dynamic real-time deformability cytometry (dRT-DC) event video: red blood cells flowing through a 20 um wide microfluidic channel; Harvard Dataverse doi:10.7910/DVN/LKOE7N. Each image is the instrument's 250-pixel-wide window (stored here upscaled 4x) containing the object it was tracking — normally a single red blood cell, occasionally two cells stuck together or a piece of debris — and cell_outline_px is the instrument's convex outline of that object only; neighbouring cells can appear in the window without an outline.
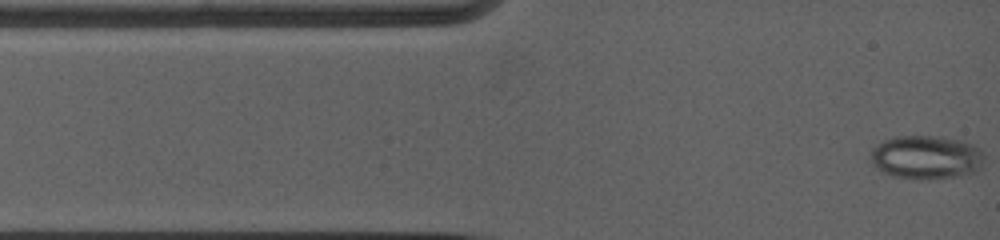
{"species": "common noctule bat (a hibernating species)", "species_latin": "Nyctalus noctula", "temperature_condition": "warm", "stored_images_in_passage": 47, "camera_frame_rate_fps": 5000, "um_per_image_px": 0.085, "animal": {"sex": "female", "body_mass_g": 19.0, "forearm_length_mm": 53.3}, "frame": {"image": 1, "passage_image": 1, "time_ms": 0.0, "image_size_px": [1000, 240], "cell_outline_px": [[984, 160], [980, 168], [972, 172], [960, 176], [924, 180], [920, 180], [892, 176], [880, 172], [872, 164], [872, 148], [876, 144], [884, 140], [896, 136], [944, 136], [960, 140], [972, 144], [980, 148], [984, 156]], "centroid_in_image_um": [78.72, 13.37], "position_along_channel_um": 6.3, "area_um2": 29.3}}
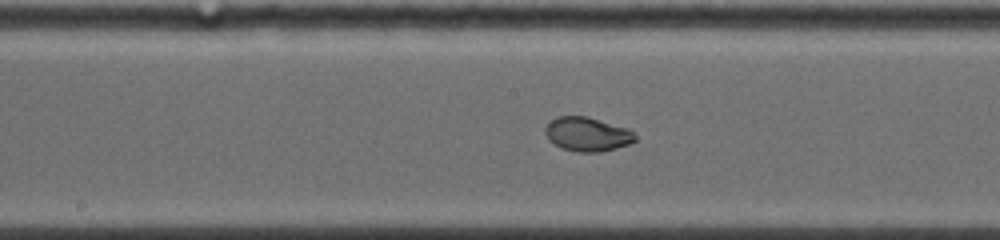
{"frame": {"image": 2, "passage_image": 32, "time_ms": 6.2, "image_size_px": [1000, 240], "cell_outline_px": [[636, 140], [628, 144], [616, 148], [600, 152], [576, 152], [560, 148], [552, 144], [548, 140], [544, 132], [544, 128], [552, 120], [560, 116], [588, 116], [628, 128], [636, 136]], "centroid_in_image_um": [49.89, 11.41], "position_along_channel_um": 198.3, "area_um2": 18.03}}
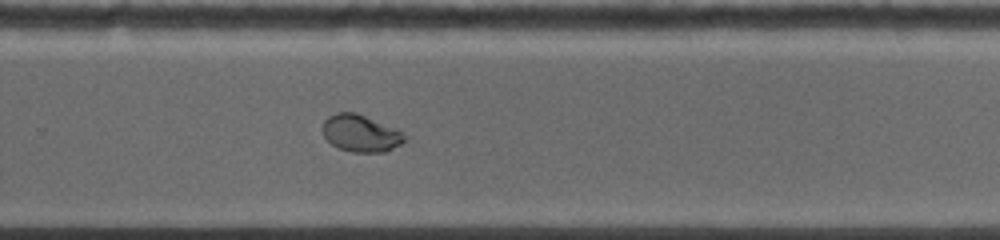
{"frame": {"image": 3, "passage_image": 47, "time_ms": 8.8, "image_size_px": [1000, 240], "cell_outline_px": [[404, 140], [400, 144], [384, 152], [352, 152], [336, 148], [324, 136], [320, 128], [324, 120], [328, 116], [336, 112], [356, 112], [400, 128], [404, 136]], "centroid_in_image_um": [30.64, 11.3], "position_along_channel_um": 299.2, "area_um2": 18.09}}